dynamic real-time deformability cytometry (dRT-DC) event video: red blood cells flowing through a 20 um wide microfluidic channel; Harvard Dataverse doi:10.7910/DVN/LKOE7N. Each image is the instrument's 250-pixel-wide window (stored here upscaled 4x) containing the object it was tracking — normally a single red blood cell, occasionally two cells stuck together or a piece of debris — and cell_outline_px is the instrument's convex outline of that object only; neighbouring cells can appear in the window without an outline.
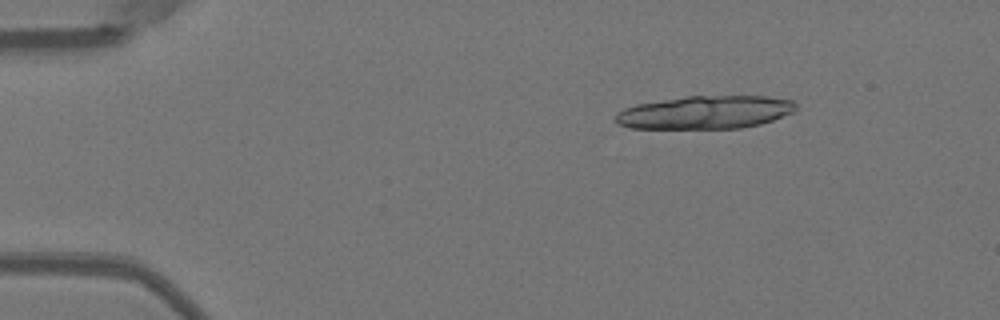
{"species": "Egyptian fruit bat (a non-hibernating species)", "species_latin": "Rousettus aegyptiacus", "temperature_condition": "warm", "stored_images_in_passage": 14, "camera_frame_rate_fps": 3000, "um_per_image_px": 0.085, "animal": {"sex": "female"}, "frame": {"image": 1, "passage_image": 1, "time_ms": 0.0, "image_size_px": [1000, 320], "cell_outline_px": [[796, 108], [792, 112], [772, 120], [760, 124], [740, 128], [628, 128], [616, 124], [612, 120], [616, 112], [624, 108], [636, 104], [688, 96], [768, 96], [792, 100], [796, 104]], "centroid_in_image_um": [59.88, 9.55], "position_along_channel_um": 25.1, "area_um2": 34.85}}